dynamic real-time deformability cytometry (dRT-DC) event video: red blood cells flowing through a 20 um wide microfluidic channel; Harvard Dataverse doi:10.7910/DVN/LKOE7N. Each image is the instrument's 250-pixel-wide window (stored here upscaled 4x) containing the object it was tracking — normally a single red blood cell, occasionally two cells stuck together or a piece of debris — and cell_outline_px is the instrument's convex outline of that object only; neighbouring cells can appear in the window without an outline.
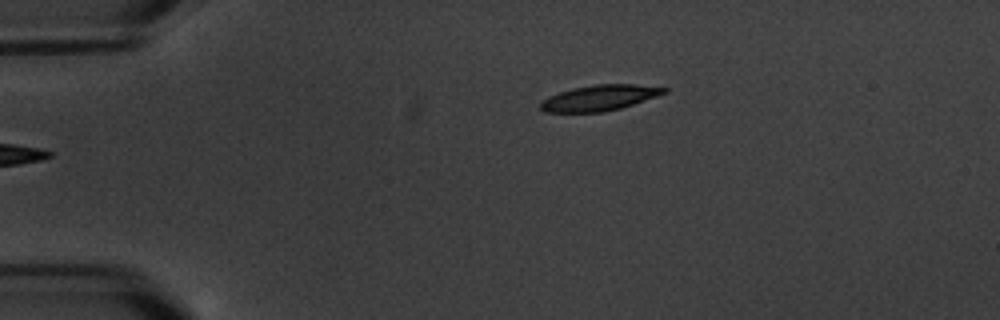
{"species": "common noctule bat (a hibernating species)", "species_latin": "Nyctalus noctula", "temperature_condition": "warm", "stored_images_in_passage": 2, "camera_frame_rate_fps": 3000, "um_per_image_px": 0.085, "animal": {"sex": "male", "body_mass_g": 20.1, "forearm_length_mm": 53.5}, "frame": {"image": 1, "passage_image": 2, "time_ms": 1.0, "image_size_px": [1000, 320], "cell_outline_px": [[668, 92], [620, 108], [604, 112], [544, 112], [540, 108], [540, 104], [548, 96], [572, 88], [596, 84], [636, 84], [668, 88]], "centroid_in_image_um": [50.95, 8.31], "position_along_channel_um": 34.1, "area_um2": 18.32}}